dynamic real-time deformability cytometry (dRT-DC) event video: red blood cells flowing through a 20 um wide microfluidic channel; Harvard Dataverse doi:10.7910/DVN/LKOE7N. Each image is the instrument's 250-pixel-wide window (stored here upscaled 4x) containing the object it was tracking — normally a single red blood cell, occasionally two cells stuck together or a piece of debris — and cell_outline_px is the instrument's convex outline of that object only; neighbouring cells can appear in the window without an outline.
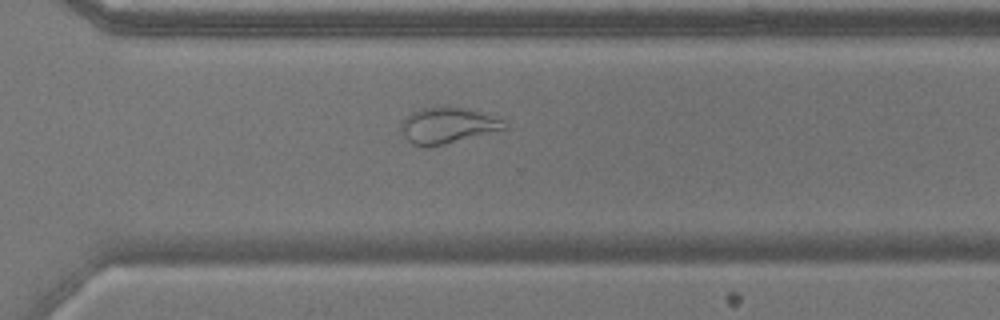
{"species": "common noctule bat (a hibernating species)", "species_latin": "Nyctalus noctula", "temperature_condition": "warm", "stored_images_in_passage": 30, "camera_frame_rate_fps": 3000, "um_per_image_px": 0.085, "animal": {"sex": "male", "body_mass_g": 17.9}, "frame": {"image": 1, "passage_image": 22, "time_ms": 7.0, "image_size_px": [1000, 320], "cell_outline_px": [[508, 128], [428, 148], [420, 148], [412, 144], [400, 132], [400, 124], [404, 116], [420, 108], [468, 108], [504, 120], [508, 124]], "centroid_in_image_um": [37.99, 10.69], "position_along_channel_um": 332.6, "area_um2": 21.68}}